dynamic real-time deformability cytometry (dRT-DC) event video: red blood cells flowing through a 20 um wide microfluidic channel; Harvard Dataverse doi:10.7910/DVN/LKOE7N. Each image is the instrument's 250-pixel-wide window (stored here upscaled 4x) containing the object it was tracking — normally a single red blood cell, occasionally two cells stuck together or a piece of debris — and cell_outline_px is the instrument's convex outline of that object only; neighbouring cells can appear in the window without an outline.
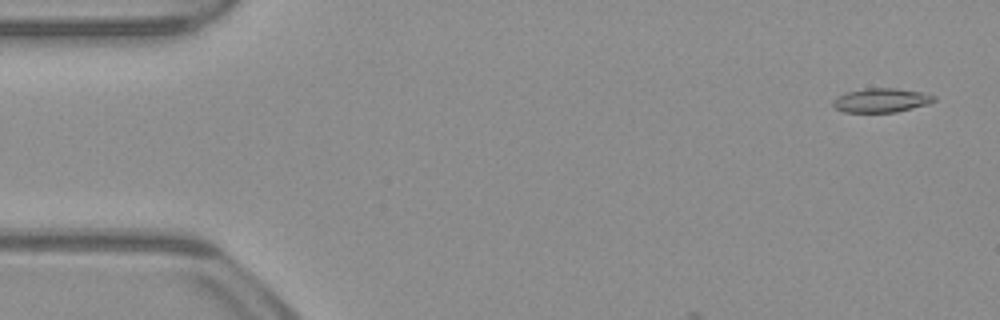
{"species": "common noctule bat (a hibernating species)", "species_latin": "Nyctalus noctula", "temperature_condition": "warm", "stored_images_in_passage": 7, "camera_frame_rate_fps": 3000, "um_per_image_px": 0.085, "animal": {"sex": "male", "body_mass_g": 23.1, "forearm_length_mm": 52.7}, "frame": {"image": 1, "passage_image": 2, "time_ms": 0.333, "image_size_px": [1000, 320], "cell_outline_px": [[936, 100], [928, 104], [896, 112], [844, 112], [836, 108], [832, 104], [832, 100], [836, 96], [844, 92], [864, 88], [896, 88], [920, 92], [936, 96]], "centroid_in_image_um": [74.87, 8.52], "position_along_channel_um": 10.1, "area_um2": 14.28}}